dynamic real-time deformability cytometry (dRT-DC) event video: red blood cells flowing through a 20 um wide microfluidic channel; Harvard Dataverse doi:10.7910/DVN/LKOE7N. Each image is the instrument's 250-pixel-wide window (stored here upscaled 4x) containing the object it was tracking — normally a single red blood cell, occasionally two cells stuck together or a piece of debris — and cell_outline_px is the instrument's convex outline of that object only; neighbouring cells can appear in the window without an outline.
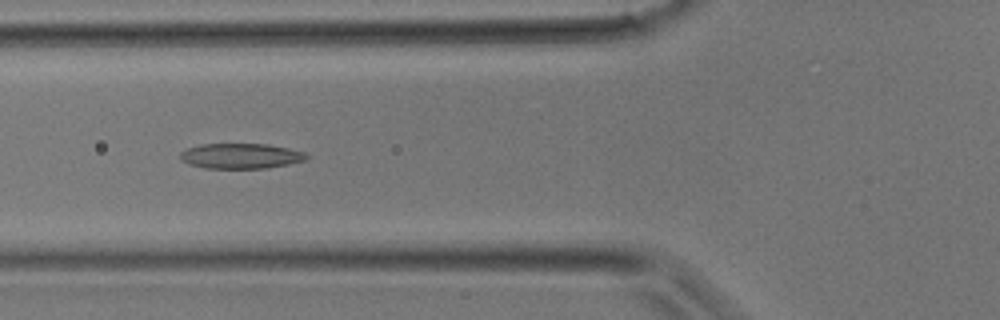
{"species": "common noctule bat (a hibernating species)", "species_latin": "Nyctalus noctula", "temperature_condition": "room temperature", "stored_images_in_passage": 29, "camera_frame_rate_fps": 3000, "um_per_image_px": 0.085, "animal": {"sex": "male", "body_mass_g": 17.9}, "frame": {"image": 1, "passage_image": 7, "time_ms": 2.0, "image_size_px": [1000, 320], "cell_outline_px": [[308, 160], [268, 168], [204, 168], [188, 164], [180, 160], [180, 152], [188, 148], [200, 144], [268, 144], [288, 148], [304, 152], [308, 156]], "centroid_in_image_um": [20.46, 13.26], "position_along_channel_um": 105.3, "area_um2": 18.67}}
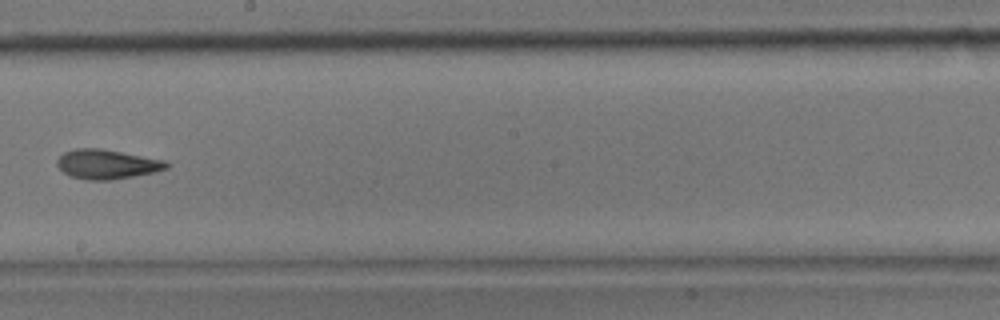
{"frame": {"image": 2, "passage_image": 14, "time_ms": 4.333, "image_size_px": [1000, 320], "cell_outline_px": [[172, 164], [168, 168], [152, 172], [132, 176], [108, 180], [88, 180], [72, 176], [64, 172], [56, 164], [56, 160], [64, 152], [76, 148], [100, 148], [164, 160]], "centroid_in_image_um": [9.08, 13.95], "position_along_channel_um": 239.1, "area_um2": 18.55}}
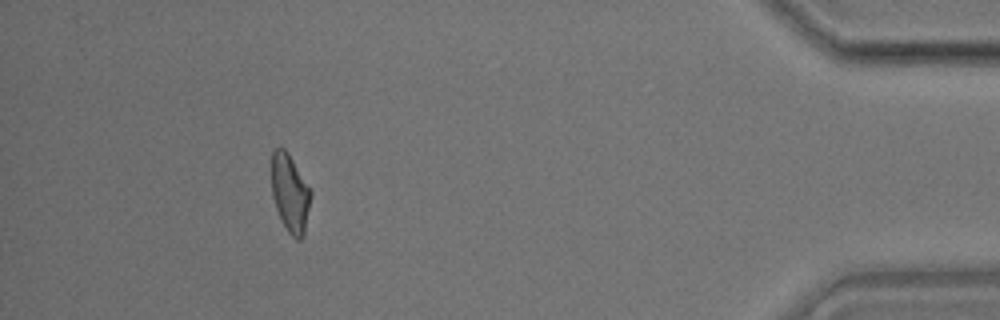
{"frame": {"image": 3, "passage_image": 26, "time_ms": 8.333, "image_size_px": [1000, 320], "cell_outline_px": [[312, 196], [304, 236], [300, 240], [296, 240], [288, 232], [280, 220], [272, 196], [272, 152], [276, 148], [284, 148], [288, 152], [312, 192]], "centroid_in_image_um": [24.67, 16.46], "position_along_channel_um": 410.5, "area_um2": 17.98}}